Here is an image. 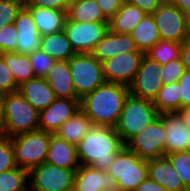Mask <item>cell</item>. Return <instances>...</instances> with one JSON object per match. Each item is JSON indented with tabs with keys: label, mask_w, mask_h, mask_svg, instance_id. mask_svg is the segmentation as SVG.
<instances>
[{
	"label": "cell",
	"mask_w": 190,
	"mask_h": 191,
	"mask_svg": "<svg viewBox=\"0 0 190 191\" xmlns=\"http://www.w3.org/2000/svg\"><path fill=\"white\" fill-rule=\"evenodd\" d=\"M185 14L190 11V0H171Z\"/></svg>",
	"instance_id": "47"
},
{
	"label": "cell",
	"mask_w": 190,
	"mask_h": 191,
	"mask_svg": "<svg viewBox=\"0 0 190 191\" xmlns=\"http://www.w3.org/2000/svg\"><path fill=\"white\" fill-rule=\"evenodd\" d=\"M165 156L170 160L184 186L190 191V151L174 152Z\"/></svg>",
	"instance_id": "33"
},
{
	"label": "cell",
	"mask_w": 190,
	"mask_h": 191,
	"mask_svg": "<svg viewBox=\"0 0 190 191\" xmlns=\"http://www.w3.org/2000/svg\"><path fill=\"white\" fill-rule=\"evenodd\" d=\"M161 40L182 43L189 35L186 29V15L171 1H163L152 13Z\"/></svg>",
	"instance_id": "11"
},
{
	"label": "cell",
	"mask_w": 190,
	"mask_h": 191,
	"mask_svg": "<svg viewBox=\"0 0 190 191\" xmlns=\"http://www.w3.org/2000/svg\"><path fill=\"white\" fill-rule=\"evenodd\" d=\"M24 4V0H0V29L14 23Z\"/></svg>",
	"instance_id": "35"
},
{
	"label": "cell",
	"mask_w": 190,
	"mask_h": 191,
	"mask_svg": "<svg viewBox=\"0 0 190 191\" xmlns=\"http://www.w3.org/2000/svg\"><path fill=\"white\" fill-rule=\"evenodd\" d=\"M165 134V155L190 151V129L183 123L178 111L160 113Z\"/></svg>",
	"instance_id": "15"
},
{
	"label": "cell",
	"mask_w": 190,
	"mask_h": 191,
	"mask_svg": "<svg viewBox=\"0 0 190 191\" xmlns=\"http://www.w3.org/2000/svg\"><path fill=\"white\" fill-rule=\"evenodd\" d=\"M129 93L126 85L105 82L80 99V109L93 125L115 128Z\"/></svg>",
	"instance_id": "2"
},
{
	"label": "cell",
	"mask_w": 190,
	"mask_h": 191,
	"mask_svg": "<svg viewBox=\"0 0 190 191\" xmlns=\"http://www.w3.org/2000/svg\"><path fill=\"white\" fill-rule=\"evenodd\" d=\"M165 134L163 121L158 116L146 128L132 136L125 147L142 160L156 159L165 156Z\"/></svg>",
	"instance_id": "9"
},
{
	"label": "cell",
	"mask_w": 190,
	"mask_h": 191,
	"mask_svg": "<svg viewBox=\"0 0 190 191\" xmlns=\"http://www.w3.org/2000/svg\"><path fill=\"white\" fill-rule=\"evenodd\" d=\"M18 34L14 23L0 29V53L16 52Z\"/></svg>",
	"instance_id": "38"
},
{
	"label": "cell",
	"mask_w": 190,
	"mask_h": 191,
	"mask_svg": "<svg viewBox=\"0 0 190 191\" xmlns=\"http://www.w3.org/2000/svg\"><path fill=\"white\" fill-rule=\"evenodd\" d=\"M24 7L30 12L37 31L41 36L63 31L67 18L66 11L34 6Z\"/></svg>",
	"instance_id": "23"
},
{
	"label": "cell",
	"mask_w": 190,
	"mask_h": 191,
	"mask_svg": "<svg viewBox=\"0 0 190 191\" xmlns=\"http://www.w3.org/2000/svg\"><path fill=\"white\" fill-rule=\"evenodd\" d=\"M4 101L5 93L0 92V135H2L4 125Z\"/></svg>",
	"instance_id": "48"
},
{
	"label": "cell",
	"mask_w": 190,
	"mask_h": 191,
	"mask_svg": "<svg viewBox=\"0 0 190 191\" xmlns=\"http://www.w3.org/2000/svg\"><path fill=\"white\" fill-rule=\"evenodd\" d=\"M148 177L168 191H189L166 156L147 161Z\"/></svg>",
	"instance_id": "19"
},
{
	"label": "cell",
	"mask_w": 190,
	"mask_h": 191,
	"mask_svg": "<svg viewBox=\"0 0 190 191\" xmlns=\"http://www.w3.org/2000/svg\"><path fill=\"white\" fill-rule=\"evenodd\" d=\"M183 123L190 129V105L178 110Z\"/></svg>",
	"instance_id": "46"
},
{
	"label": "cell",
	"mask_w": 190,
	"mask_h": 191,
	"mask_svg": "<svg viewBox=\"0 0 190 191\" xmlns=\"http://www.w3.org/2000/svg\"><path fill=\"white\" fill-rule=\"evenodd\" d=\"M67 18L82 23L109 22L96 0H70Z\"/></svg>",
	"instance_id": "25"
},
{
	"label": "cell",
	"mask_w": 190,
	"mask_h": 191,
	"mask_svg": "<svg viewBox=\"0 0 190 191\" xmlns=\"http://www.w3.org/2000/svg\"><path fill=\"white\" fill-rule=\"evenodd\" d=\"M80 110V99L55 98L39 112V130L55 134L58 128Z\"/></svg>",
	"instance_id": "14"
},
{
	"label": "cell",
	"mask_w": 190,
	"mask_h": 191,
	"mask_svg": "<svg viewBox=\"0 0 190 191\" xmlns=\"http://www.w3.org/2000/svg\"><path fill=\"white\" fill-rule=\"evenodd\" d=\"M125 147L115 128L93 125L76 146L79 165L106 171Z\"/></svg>",
	"instance_id": "1"
},
{
	"label": "cell",
	"mask_w": 190,
	"mask_h": 191,
	"mask_svg": "<svg viewBox=\"0 0 190 191\" xmlns=\"http://www.w3.org/2000/svg\"><path fill=\"white\" fill-rule=\"evenodd\" d=\"M69 67L74 90L79 99L106 82L102 63L91 53L75 54L69 59Z\"/></svg>",
	"instance_id": "6"
},
{
	"label": "cell",
	"mask_w": 190,
	"mask_h": 191,
	"mask_svg": "<svg viewBox=\"0 0 190 191\" xmlns=\"http://www.w3.org/2000/svg\"><path fill=\"white\" fill-rule=\"evenodd\" d=\"M142 51L117 54L102 62L106 82L130 86L144 56Z\"/></svg>",
	"instance_id": "12"
},
{
	"label": "cell",
	"mask_w": 190,
	"mask_h": 191,
	"mask_svg": "<svg viewBox=\"0 0 190 191\" xmlns=\"http://www.w3.org/2000/svg\"><path fill=\"white\" fill-rule=\"evenodd\" d=\"M39 130V111L17 91L5 93L3 136L14 137Z\"/></svg>",
	"instance_id": "3"
},
{
	"label": "cell",
	"mask_w": 190,
	"mask_h": 191,
	"mask_svg": "<svg viewBox=\"0 0 190 191\" xmlns=\"http://www.w3.org/2000/svg\"><path fill=\"white\" fill-rule=\"evenodd\" d=\"M159 68L160 65L155 60L144 54L134 80L129 86L130 94L153 102L163 86Z\"/></svg>",
	"instance_id": "13"
},
{
	"label": "cell",
	"mask_w": 190,
	"mask_h": 191,
	"mask_svg": "<svg viewBox=\"0 0 190 191\" xmlns=\"http://www.w3.org/2000/svg\"><path fill=\"white\" fill-rule=\"evenodd\" d=\"M18 92L39 112L47 108L55 100L48 81L40 77L21 83Z\"/></svg>",
	"instance_id": "21"
},
{
	"label": "cell",
	"mask_w": 190,
	"mask_h": 191,
	"mask_svg": "<svg viewBox=\"0 0 190 191\" xmlns=\"http://www.w3.org/2000/svg\"><path fill=\"white\" fill-rule=\"evenodd\" d=\"M158 116L159 112L152 101L135 97L129 93L125 98L115 130L125 144Z\"/></svg>",
	"instance_id": "4"
},
{
	"label": "cell",
	"mask_w": 190,
	"mask_h": 191,
	"mask_svg": "<svg viewBox=\"0 0 190 191\" xmlns=\"http://www.w3.org/2000/svg\"><path fill=\"white\" fill-rule=\"evenodd\" d=\"M180 48L181 43L159 40L152 48L145 52V55L155 60L159 65H163L171 60L179 58Z\"/></svg>",
	"instance_id": "31"
},
{
	"label": "cell",
	"mask_w": 190,
	"mask_h": 191,
	"mask_svg": "<svg viewBox=\"0 0 190 191\" xmlns=\"http://www.w3.org/2000/svg\"><path fill=\"white\" fill-rule=\"evenodd\" d=\"M164 0H124L125 3L137 6L147 14H152Z\"/></svg>",
	"instance_id": "43"
},
{
	"label": "cell",
	"mask_w": 190,
	"mask_h": 191,
	"mask_svg": "<svg viewBox=\"0 0 190 191\" xmlns=\"http://www.w3.org/2000/svg\"><path fill=\"white\" fill-rule=\"evenodd\" d=\"M180 84L181 108L190 105V70H185L178 80Z\"/></svg>",
	"instance_id": "41"
},
{
	"label": "cell",
	"mask_w": 190,
	"mask_h": 191,
	"mask_svg": "<svg viewBox=\"0 0 190 191\" xmlns=\"http://www.w3.org/2000/svg\"><path fill=\"white\" fill-rule=\"evenodd\" d=\"M0 191H28V171L16 167L0 173Z\"/></svg>",
	"instance_id": "32"
},
{
	"label": "cell",
	"mask_w": 190,
	"mask_h": 191,
	"mask_svg": "<svg viewBox=\"0 0 190 191\" xmlns=\"http://www.w3.org/2000/svg\"><path fill=\"white\" fill-rule=\"evenodd\" d=\"M129 35L134 40L136 48L144 53L161 40L152 14H147Z\"/></svg>",
	"instance_id": "27"
},
{
	"label": "cell",
	"mask_w": 190,
	"mask_h": 191,
	"mask_svg": "<svg viewBox=\"0 0 190 191\" xmlns=\"http://www.w3.org/2000/svg\"><path fill=\"white\" fill-rule=\"evenodd\" d=\"M7 67L13 74L15 81L20 85L23 82L35 78L28 55L16 52L0 53Z\"/></svg>",
	"instance_id": "29"
},
{
	"label": "cell",
	"mask_w": 190,
	"mask_h": 191,
	"mask_svg": "<svg viewBox=\"0 0 190 191\" xmlns=\"http://www.w3.org/2000/svg\"><path fill=\"white\" fill-rule=\"evenodd\" d=\"M16 167L11 138L0 135V173Z\"/></svg>",
	"instance_id": "37"
},
{
	"label": "cell",
	"mask_w": 190,
	"mask_h": 191,
	"mask_svg": "<svg viewBox=\"0 0 190 191\" xmlns=\"http://www.w3.org/2000/svg\"><path fill=\"white\" fill-rule=\"evenodd\" d=\"M153 104L160 113L178 111L181 108L180 84H163Z\"/></svg>",
	"instance_id": "30"
},
{
	"label": "cell",
	"mask_w": 190,
	"mask_h": 191,
	"mask_svg": "<svg viewBox=\"0 0 190 191\" xmlns=\"http://www.w3.org/2000/svg\"><path fill=\"white\" fill-rule=\"evenodd\" d=\"M18 83L15 81L12 72L7 67L0 55V92L13 93L18 91Z\"/></svg>",
	"instance_id": "39"
},
{
	"label": "cell",
	"mask_w": 190,
	"mask_h": 191,
	"mask_svg": "<svg viewBox=\"0 0 190 191\" xmlns=\"http://www.w3.org/2000/svg\"><path fill=\"white\" fill-rule=\"evenodd\" d=\"M185 70L181 58L179 57L166 64L160 65L159 73L163 84H170L172 82H178Z\"/></svg>",
	"instance_id": "36"
},
{
	"label": "cell",
	"mask_w": 190,
	"mask_h": 191,
	"mask_svg": "<svg viewBox=\"0 0 190 191\" xmlns=\"http://www.w3.org/2000/svg\"><path fill=\"white\" fill-rule=\"evenodd\" d=\"M109 30V22L82 23L66 18L63 31L76 54L91 53Z\"/></svg>",
	"instance_id": "10"
},
{
	"label": "cell",
	"mask_w": 190,
	"mask_h": 191,
	"mask_svg": "<svg viewBox=\"0 0 190 191\" xmlns=\"http://www.w3.org/2000/svg\"><path fill=\"white\" fill-rule=\"evenodd\" d=\"M185 15H186V29L190 38V11L187 12Z\"/></svg>",
	"instance_id": "49"
},
{
	"label": "cell",
	"mask_w": 190,
	"mask_h": 191,
	"mask_svg": "<svg viewBox=\"0 0 190 191\" xmlns=\"http://www.w3.org/2000/svg\"><path fill=\"white\" fill-rule=\"evenodd\" d=\"M45 162L74 171L80 166L77 159L76 146L55 134H51Z\"/></svg>",
	"instance_id": "22"
},
{
	"label": "cell",
	"mask_w": 190,
	"mask_h": 191,
	"mask_svg": "<svg viewBox=\"0 0 190 191\" xmlns=\"http://www.w3.org/2000/svg\"><path fill=\"white\" fill-rule=\"evenodd\" d=\"M106 172L117 181L119 191H134L148 177L147 160L124 147Z\"/></svg>",
	"instance_id": "7"
},
{
	"label": "cell",
	"mask_w": 190,
	"mask_h": 191,
	"mask_svg": "<svg viewBox=\"0 0 190 191\" xmlns=\"http://www.w3.org/2000/svg\"><path fill=\"white\" fill-rule=\"evenodd\" d=\"M186 70H190V38L181 43L180 56Z\"/></svg>",
	"instance_id": "45"
},
{
	"label": "cell",
	"mask_w": 190,
	"mask_h": 191,
	"mask_svg": "<svg viewBox=\"0 0 190 191\" xmlns=\"http://www.w3.org/2000/svg\"><path fill=\"white\" fill-rule=\"evenodd\" d=\"M134 191H168L162 185L156 183L149 177L144 179Z\"/></svg>",
	"instance_id": "44"
},
{
	"label": "cell",
	"mask_w": 190,
	"mask_h": 191,
	"mask_svg": "<svg viewBox=\"0 0 190 191\" xmlns=\"http://www.w3.org/2000/svg\"><path fill=\"white\" fill-rule=\"evenodd\" d=\"M14 25L18 34L16 53L29 55L40 49L42 36L38 33L35 22L25 7L18 13Z\"/></svg>",
	"instance_id": "17"
},
{
	"label": "cell",
	"mask_w": 190,
	"mask_h": 191,
	"mask_svg": "<svg viewBox=\"0 0 190 191\" xmlns=\"http://www.w3.org/2000/svg\"><path fill=\"white\" fill-rule=\"evenodd\" d=\"M131 51L140 50L136 48L134 40L129 34L114 33L108 30L105 36L96 44L91 54L102 63L117 54Z\"/></svg>",
	"instance_id": "18"
},
{
	"label": "cell",
	"mask_w": 190,
	"mask_h": 191,
	"mask_svg": "<svg viewBox=\"0 0 190 191\" xmlns=\"http://www.w3.org/2000/svg\"><path fill=\"white\" fill-rule=\"evenodd\" d=\"M147 15L137 6L123 3L118 12L109 20V30L129 34Z\"/></svg>",
	"instance_id": "26"
},
{
	"label": "cell",
	"mask_w": 190,
	"mask_h": 191,
	"mask_svg": "<svg viewBox=\"0 0 190 191\" xmlns=\"http://www.w3.org/2000/svg\"><path fill=\"white\" fill-rule=\"evenodd\" d=\"M51 133L35 130L11 138L17 167L29 171L46 161Z\"/></svg>",
	"instance_id": "5"
},
{
	"label": "cell",
	"mask_w": 190,
	"mask_h": 191,
	"mask_svg": "<svg viewBox=\"0 0 190 191\" xmlns=\"http://www.w3.org/2000/svg\"><path fill=\"white\" fill-rule=\"evenodd\" d=\"M35 77L45 78L55 59L41 49L28 55Z\"/></svg>",
	"instance_id": "34"
},
{
	"label": "cell",
	"mask_w": 190,
	"mask_h": 191,
	"mask_svg": "<svg viewBox=\"0 0 190 191\" xmlns=\"http://www.w3.org/2000/svg\"><path fill=\"white\" fill-rule=\"evenodd\" d=\"M44 79L48 81L55 98L79 99L72 83L69 60H55Z\"/></svg>",
	"instance_id": "20"
},
{
	"label": "cell",
	"mask_w": 190,
	"mask_h": 191,
	"mask_svg": "<svg viewBox=\"0 0 190 191\" xmlns=\"http://www.w3.org/2000/svg\"><path fill=\"white\" fill-rule=\"evenodd\" d=\"M73 191H119V187L106 171L80 165L75 171Z\"/></svg>",
	"instance_id": "16"
},
{
	"label": "cell",
	"mask_w": 190,
	"mask_h": 191,
	"mask_svg": "<svg viewBox=\"0 0 190 191\" xmlns=\"http://www.w3.org/2000/svg\"><path fill=\"white\" fill-rule=\"evenodd\" d=\"M75 171L46 162L28 171V191H73Z\"/></svg>",
	"instance_id": "8"
},
{
	"label": "cell",
	"mask_w": 190,
	"mask_h": 191,
	"mask_svg": "<svg viewBox=\"0 0 190 191\" xmlns=\"http://www.w3.org/2000/svg\"><path fill=\"white\" fill-rule=\"evenodd\" d=\"M70 0H25L24 6L57 9L68 12Z\"/></svg>",
	"instance_id": "40"
},
{
	"label": "cell",
	"mask_w": 190,
	"mask_h": 191,
	"mask_svg": "<svg viewBox=\"0 0 190 191\" xmlns=\"http://www.w3.org/2000/svg\"><path fill=\"white\" fill-rule=\"evenodd\" d=\"M103 14L110 20L121 8L124 0H96Z\"/></svg>",
	"instance_id": "42"
},
{
	"label": "cell",
	"mask_w": 190,
	"mask_h": 191,
	"mask_svg": "<svg viewBox=\"0 0 190 191\" xmlns=\"http://www.w3.org/2000/svg\"><path fill=\"white\" fill-rule=\"evenodd\" d=\"M92 126L91 120L80 109L58 128L55 135L77 146Z\"/></svg>",
	"instance_id": "24"
},
{
	"label": "cell",
	"mask_w": 190,
	"mask_h": 191,
	"mask_svg": "<svg viewBox=\"0 0 190 191\" xmlns=\"http://www.w3.org/2000/svg\"><path fill=\"white\" fill-rule=\"evenodd\" d=\"M40 49L58 61L69 60L76 54L64 31L42 36Z\"/></svg>",
	"instance_id": "28"
}]
</instances>
